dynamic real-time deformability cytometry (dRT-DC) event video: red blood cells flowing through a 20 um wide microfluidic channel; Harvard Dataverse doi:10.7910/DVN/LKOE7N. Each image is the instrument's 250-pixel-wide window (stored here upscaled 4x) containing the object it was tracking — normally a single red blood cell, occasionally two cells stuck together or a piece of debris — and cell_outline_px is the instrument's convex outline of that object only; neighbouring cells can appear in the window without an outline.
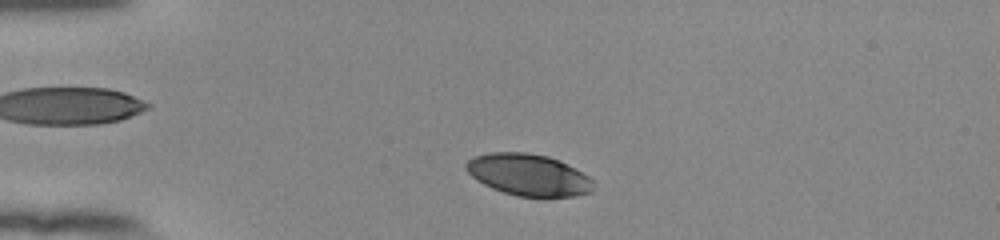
{"species": "human", "species_latin": "Homo sapiens", "temperature_condition": "room temperature", "stored_images_in_passage": 44, "camera_frame_rate_fps": 3000, "um_per_image_px": 0.085, "donor": {"sex": "female"}, "frame": {"image": 1, "passage_image": 4, "time_ms": 1.0, "image_size_px": [1000, 240], "cell_outline_px": [[592, 192], [576, 196], [516, 196], [492, 188], [476, 180], [464, 168], [464, 164], [472, 156], [488, 152], [524, 152], [548, 156], [560, 160], [588, 176], [592, 180]], "centroid_in_image_um": [44.88, 14.84], "position_along_channel_um": 40.1, "area_um2": 30.92}}
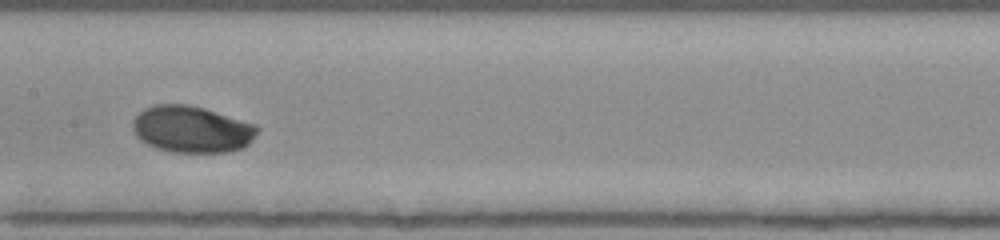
{"frame": {"image": 2, "passage_image": 19, "time_ms": 6.0, "image_size_px": [1000, 240], "cell_outline_px": [[260, 128], [252, 140], [244, 148], [228, 152], [172, 152], [156, 148], [140, 140], [136, 136], [132, 128], [132, 120], [144, 108], [156, 104], [188, 104], [204, 108], [256, 124]], "centroid_in_image_um": [16.3, 10.99], "position_along_channel_um": 191.1, "area_um2": 34.1}}
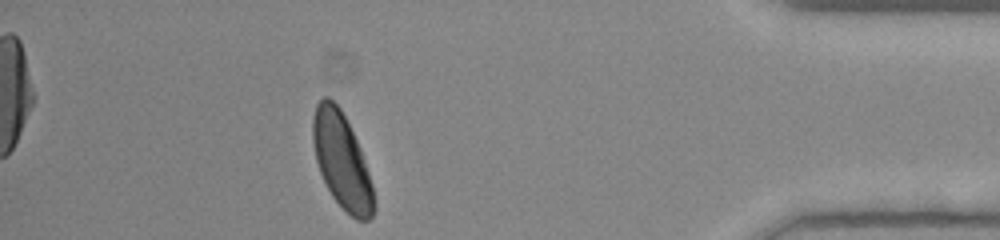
{"frame": {"image": 3, "passage_image": 39, "time_ms": 12.667, "image_size_px": [1000, 240], "cell_outline_px": [[376, 208], [372, 216], [368, 220], [356, 220], [332, 196], [320, 172], [316, 160], [312, 140], [312, 116], [316, 104], [324, 96], [328, 96], [340, 108], [360, 148], [372, 184], [376, 204]], "centroid_in_image_um": [29.04, 13.66], "position_along_channel_um": 406.2, "area_um2": 33.58}, "authors_computed_cell_mechanics": {"area_um2": 33.0616, "velocity_mm_per_s": 3.8444, "shape_relaxation_time_tau1_ms": 1.9194, "shape_relaxation_time_tau2_ms": null, "deformation_change_tau1": 0.123, "deformation_change_tau2": null}}